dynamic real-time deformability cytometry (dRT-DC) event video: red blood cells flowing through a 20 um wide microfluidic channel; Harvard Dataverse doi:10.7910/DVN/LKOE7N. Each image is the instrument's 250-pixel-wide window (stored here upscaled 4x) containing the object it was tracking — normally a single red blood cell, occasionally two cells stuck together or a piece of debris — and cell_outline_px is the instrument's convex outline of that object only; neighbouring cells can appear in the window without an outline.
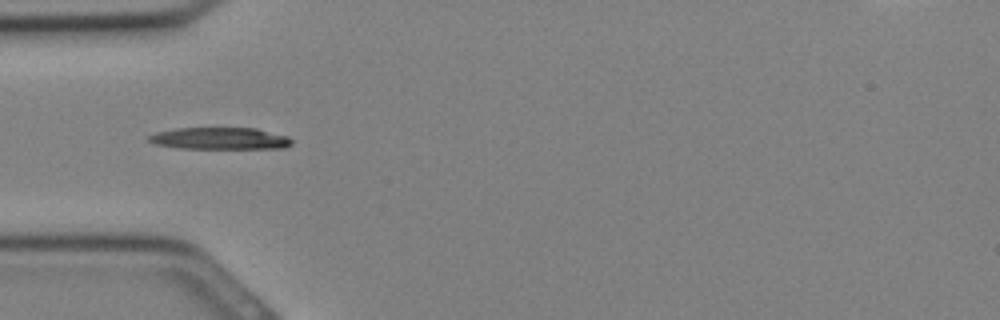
{"species": "Egyptian fruit bat (a non-hibernating species)", "species_latin": "Rousettus aegyptiacus", "temperature_condition": "cold", "stored_images_in_passage": 14, "camera_frame_rate_fps": 3000, "um_per_image_px": 0.085, "animal": {"sex": "female"}, "frame": {"image": 1, "passage_image": 1, "time_ms": 0.0, "image_size_px": [1000, 320], "cell_outline_px": [[292, 144], [284, 148], [180, 148], [156, 144], [144, 140], [148, 136], [156, 132], [176, 128], [256, 128], [288, 136], [292, 140]], "centroid_in_image_um": [18.67, 11.76], "position_along_channel_um": 66.3, "area_um2": 18.26}}
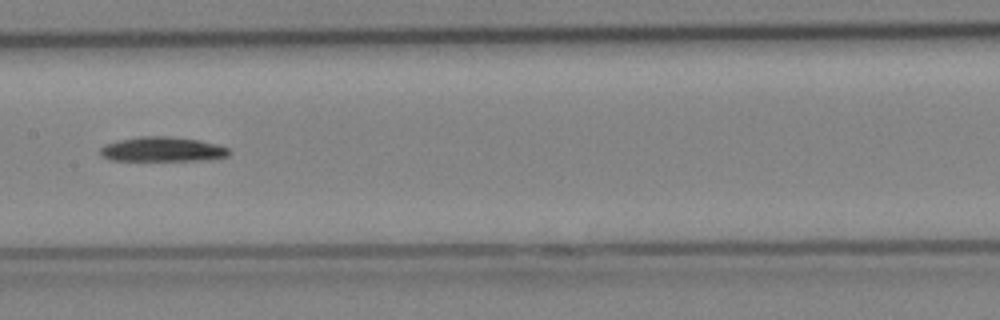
{"frame": {"image": 2, "passage_image": 7, "time_ms": 2.0, "image_size_px": [1000, 320], "cell_outline_px": [[232, 152], [228, 156], [212, 160], [112, 160], [100, 156], [100, 148], [104, 144], [116, 140], [140, 136], [168, 136], [200, 140], [216, 144], [228, 148]], "centroid_in_image_um": [13.81, 12.69], "position_along_channel_um": 193.6, "area_um2": 18.73}}
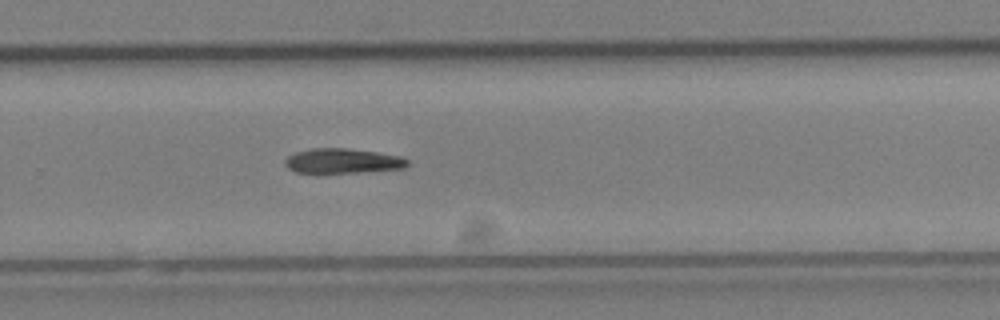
{"frame": {"image": 3, "passage_image": 12, "time_ms": 3.667, "image_size_px": [1000, 320], "cell_outline_px": [[408, 168], [360, 172], [296, 172], [288, 168], [284, 164], [284, 160], [288, 156], [296, 152], [312, 148], [348, 148], [380, 152], [400, 156], [408, 160]], "centroid_in_image_um": [29.16, 13.67], "position_along_channel_um": 300.6, "area_um2": 17.74}}